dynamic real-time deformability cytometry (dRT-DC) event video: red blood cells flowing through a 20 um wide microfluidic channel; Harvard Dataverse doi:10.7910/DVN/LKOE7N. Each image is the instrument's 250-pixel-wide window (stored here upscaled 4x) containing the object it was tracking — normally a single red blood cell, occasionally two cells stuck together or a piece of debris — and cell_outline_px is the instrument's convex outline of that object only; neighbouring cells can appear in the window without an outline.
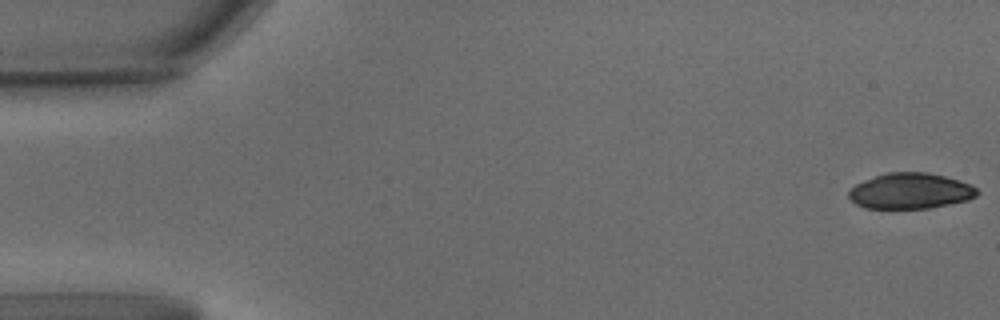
{"species": "common noctule bat (a hibernating species)", "species_latin": "Nyctalus noctula", "temperature_condition": "warm", "stored_images_in_passage": 59, "camera_frame_rate_fps": 3000, "um_per_image_px": 0.085, "animal": {"sex": "male", "body_mass_g": 15.6}, "frame": {"image": 1, "passage_image": 1, "time_ms": 0.0, "image_size_px": [1000, 320], "cell_outline_px": [[980, 192], [976, 196], [968, 200], [928, 208], [864, 208], [856, 204], [848, 196], [848, 188], [856, 184], [876, 176], [888, 172], [928, 172], [960, 180], [972, 184]], "centroid_in_image_um": [77.39, 16.23], "position_along_channel_um": 7.6, "area_um2": 26.76}}
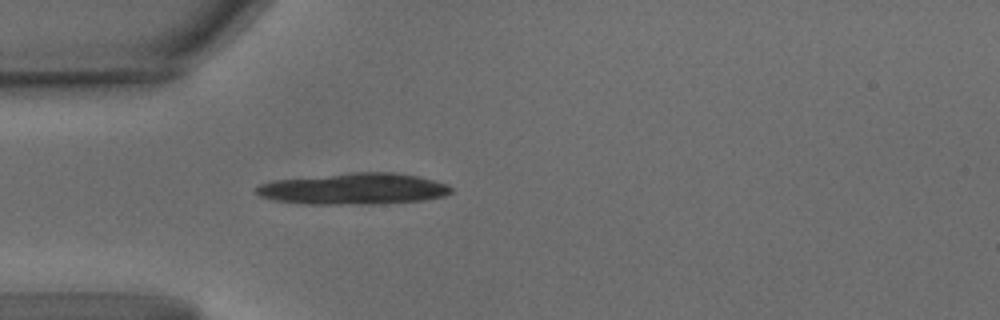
{"frame": {"image": 2, "passage_image": 17, "time_ms": 5.333, "image_size_px": [1000, 320], "cell_outline_px": [[452, 192], [444, 196], [424, 200], [372, 204], [308, 204], [276, 200], [260, 196], [256, 192], [256, 188], [260, 184], [272, 180], [352, 172], [396, 172], [420, 176], [448, 184], [452, 188]], "centroid_in_image_um": [30.1, 16.04], "position_along_channel_um": 54.9, "area_um2": 35.72}}